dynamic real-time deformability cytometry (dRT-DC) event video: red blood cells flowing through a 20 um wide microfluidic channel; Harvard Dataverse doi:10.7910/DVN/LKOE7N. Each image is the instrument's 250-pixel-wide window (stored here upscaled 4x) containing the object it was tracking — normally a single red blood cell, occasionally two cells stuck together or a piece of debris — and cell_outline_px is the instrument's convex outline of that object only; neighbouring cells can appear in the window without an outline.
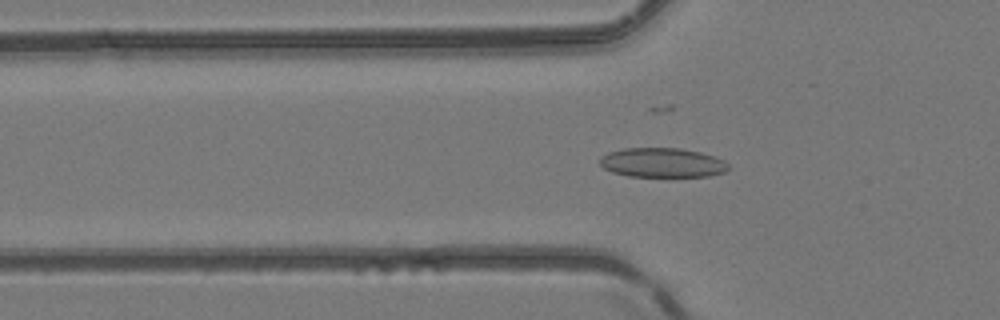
{"species": "common noctule bat (a hibernating species)", "species_latin": "Nyctalus noctula", "temperature_condition": "room temperature", "stored_images_in_passage": 51, "segment_of_instrument_passage": [1, 2], "camera_frame_rate_fps": 3000, "um_per_image_px": 0.085, "animal": {"sex": "female", "body_mass_g": 24.6, "forearm_length_mm": 56.2}, "frame": {"image": 1, "passage_image": 17, "time_ms": 5.333, "image_size_px": [1000, 320], "cell_outline_px": [[728, 168], [724, 172], [708, 176], [628, 176], [612, 172], [604, 168], [600, 164], [600, 156], [608, 152], [624, 148], [680, 148], [700, 152], [724, 160], [728, 164]], "centroid_in_image_um": [56.26, 13.82], "position_along_channel_um": 69.5, "area_um2": 21.96}}
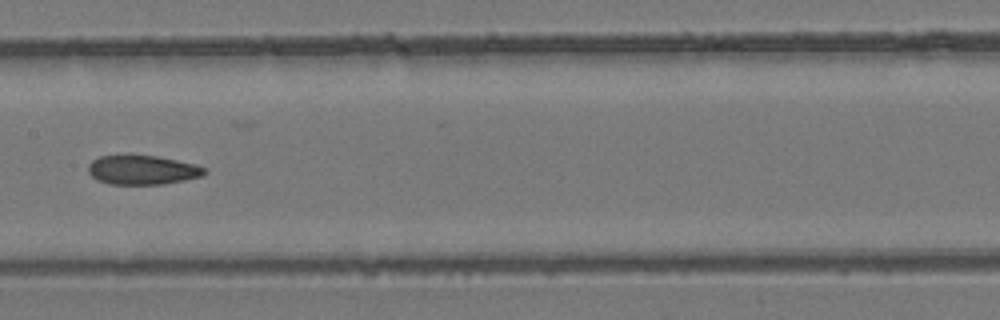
{"frame": {"image": 2, "passage_image": 26, "time_ms": 8.333, "image_size_px": [1000, 320], "cell_outline_px": [[208, 172], [204, 176], [164, 184], [108, 184], [96, 180], [88, 172], [88, 164], [92, 160], [100, 156], [128, 152], [156, 156], [196, 164], [204, 168]], "centroid_in_image_um": [12.06, 14.41], "position_along_channel_um": 195.3, "area_um2": 20.58}}
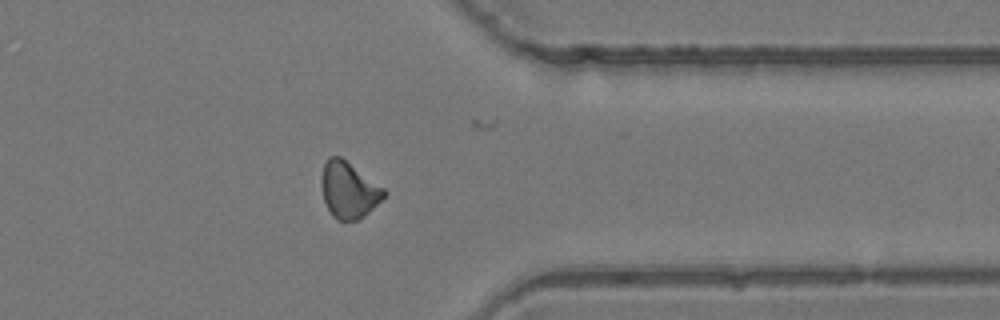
{"frame": {"image": 3, "passage_image": 40, "time_ms": 13.0, "image_size_px": [1000, 320], "cell_outline_px": [[388, 192], [364, 216], [356, 220], [336, 220], [332, 216], [324, 200], [320, 184], [320, 180], [324, 164], [328, 156], [340, 156], [384, 188]], "centroid_in_image_um": [29.61, 16.14], "position_along_channel_um": 381.8, "area_um2": 20.35}}